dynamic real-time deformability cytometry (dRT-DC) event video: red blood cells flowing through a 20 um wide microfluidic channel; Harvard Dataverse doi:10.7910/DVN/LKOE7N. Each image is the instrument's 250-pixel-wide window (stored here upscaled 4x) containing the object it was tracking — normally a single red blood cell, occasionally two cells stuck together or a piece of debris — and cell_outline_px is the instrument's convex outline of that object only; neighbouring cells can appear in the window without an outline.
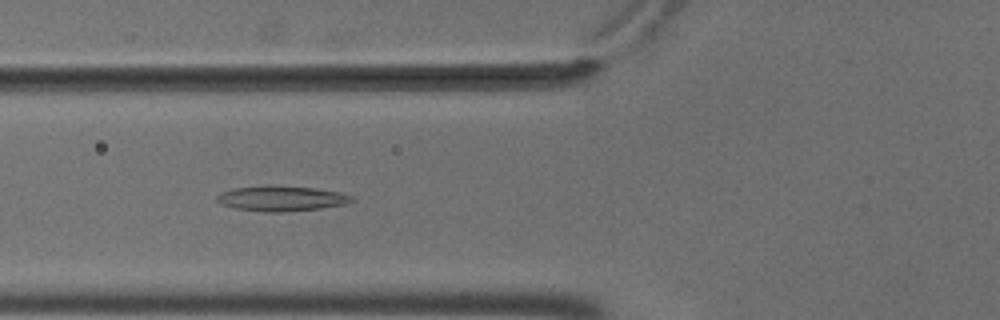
{"species": "common noctule bat (a hibernating species)", "species_latin": "Nyctalus noctula", "temperature_condition": "cold", "stored_images_in_passage": 10, "camera_frame_rate_fps": 3000, "um_per_image_px": 0.085, "animal": {"sex": "male", "body_mass_g": 18.8}, "frame": {"image": 1, "passage_image": 7, "time_ms": 2.0, "image_size_px": [1000, 320], "cell_outline_px": [[356, 200], [344, 204], [320, 208], [280, 212], [268, 212], [232, 208], [220, 204], [216, 200], [216, 196], [220, 192], [232, 188], [316, 188], [340, 192], [352, 196]], "centroid_in_image_um": [23.91, 16.91], "position_along_channel_um": 101.9, "area_um2": 18.96}}
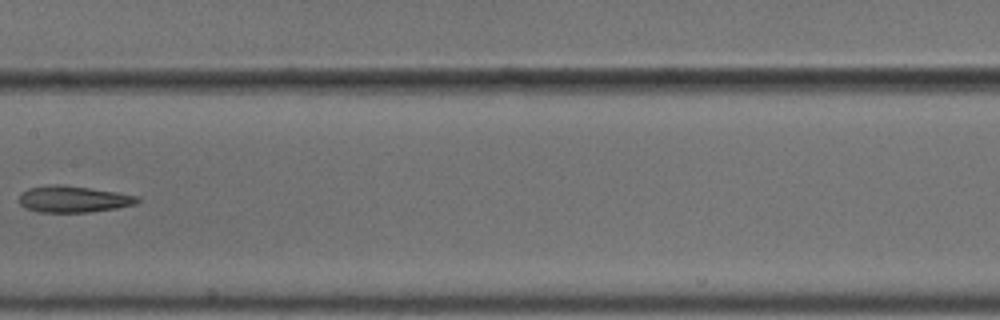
{"frame": {"image": 2, "passage_image": 9, "time_ms": 2.667, "image_size_px": [1000, 320], "cell_outline_px": [[140, 200], [136, 204], [116, 208], [88, 212], [36, 212], [24, 208], [20, 204], [20, 196], [28, 188], [52, 184], [64, 184], [116, 192], [140, 196]], "centroid_in_image_um": [6.24, 16.92], "position_along_channel_um": 201.2, "area_um2": 18.32}}
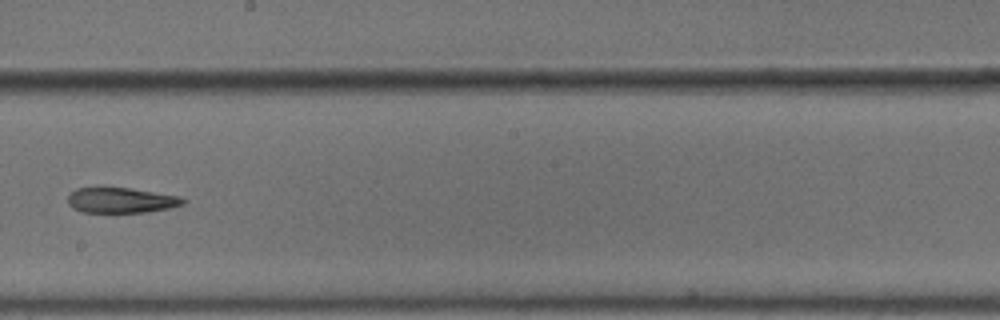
{"frame": {"image": 3, "passage_image": 10, "time_ms": 3.0, "image_size_px": [1000, 320], "cell_outline_px": [[188, 200], [184, 204], [168, 208], [144, 212], [84, 212], [72, 208], [68, 204], [68, 196], [76, 188], [128, 188], [180, 196]], "centroid_in_image_um": [10.3, 17.02], "position_along_channel_um": 237.9, "area_um2": 16.82}}